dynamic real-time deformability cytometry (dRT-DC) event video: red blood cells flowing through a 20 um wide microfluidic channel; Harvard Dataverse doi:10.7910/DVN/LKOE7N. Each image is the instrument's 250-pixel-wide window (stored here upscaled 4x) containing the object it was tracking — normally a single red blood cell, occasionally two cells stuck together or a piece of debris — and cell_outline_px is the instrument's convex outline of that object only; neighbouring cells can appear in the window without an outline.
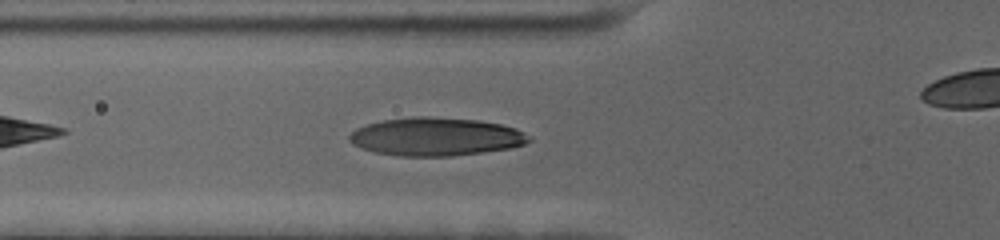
{"species": "human", "species_latin": "Homo sapiens", "temperature_condition": "cold", "stored_images_in_passage": 37, "camera_frame_rate_fps": 3000, "um_per_image_px": 0.085, "donor": {"sex": "female"}, "frame": {"image": 1, "passage_image": 7, "time_ms": 2.0, "image_size_px": [1000, 240], "cell_outline_px": [[532, 140], [524, 144], [508, 148], [452, 156], [396, 156], [376, 152], [360, 148], [352, 144], [348, 140], [348, 136], [356, 128], [368, 124], [384, 120], [412, 116], [428, 116], [480, 120], [500, 124], [516, 128]], "centroid_in_image_um": [36.99, 11.61], "position_along_channel_um": 88.8, "area_um2": 39.88}}
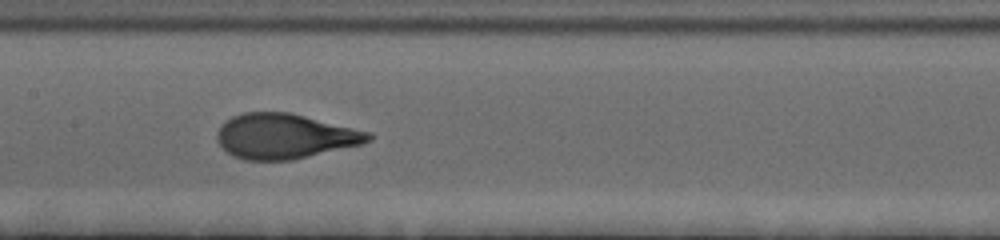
{"frame": {"image": 2, "passage_image": 15, "time_ms": 4.667, "image_size_px": [1000, 240], "cell_outline_px": [[372, 140], [364, 144], [292, 160], [244, 160], [232, 156], [216, 140], [216, 132], [224, 120], [232, 116], [244, 112], [288, 112], [372, 132]], "centroid_in_image_um": [24.2, 11.58], "position_along_channel_um": 183.2, "area_um2": 39.94}}
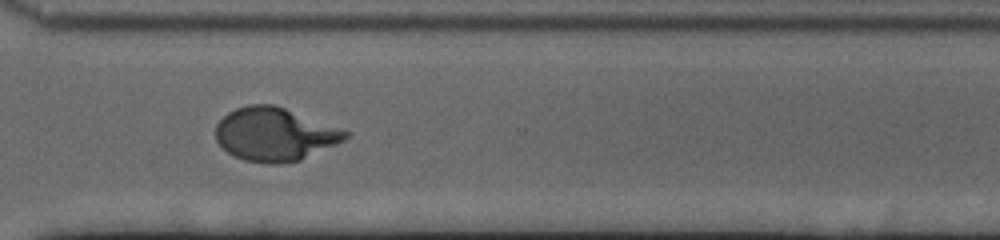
{"frame": {"image": 3, "passage_image": 29, "time_ms": 9.333, "image_size_px": [1000, 240], "cell_outline_px": [[352, 132], [344, 140], [336, 144], [300, 160], [280, 164], [268, 164], [244, 160], [228, 152], [216, 140], [216, 124], [228, 112], [236, 108], [248, 104], [276, 104]], "centroid_in_image_um": [23.37, 11.4], "position_along_channel_um": 347.2, "area_um2": 40.4}}